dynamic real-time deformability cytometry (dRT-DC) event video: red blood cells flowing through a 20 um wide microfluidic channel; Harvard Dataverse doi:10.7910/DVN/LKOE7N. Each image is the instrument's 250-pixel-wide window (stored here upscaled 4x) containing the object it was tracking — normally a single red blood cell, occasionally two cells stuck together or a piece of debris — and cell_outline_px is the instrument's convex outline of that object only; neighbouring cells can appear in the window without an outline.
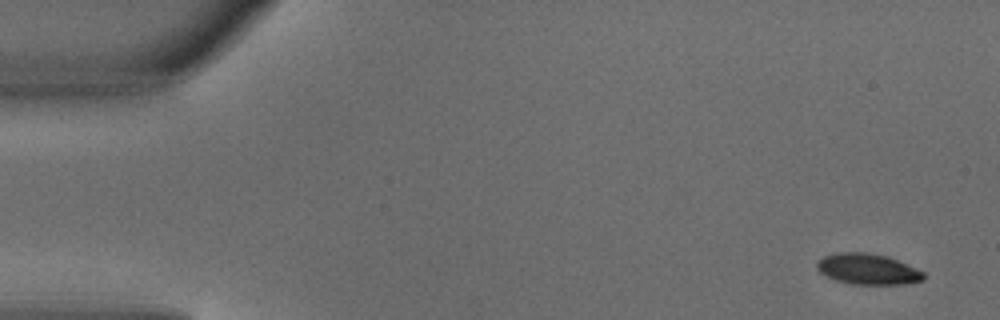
{"species": "common noctule bat (a hibernating species)", "species_latin": "Nyctalus noctula", "temperature_condition": "warm", "stored_images_in_passage": 4, "camera_frame_rate_fps": 3000, "um_per_image_px": 0.085, "animal": {"sex": "male", "body_mass_g": 18.8}, "frame": {"image": 1, "passage_image": 1, "time_ms": 0.0, "image_size_px": [1000, 320], "cell_outline_px": [[924, 280], [904, 284], [852, 284], [836, 280], [820, 272], [816, 268], [816, 264], [824, 256], [836, 252], [868, 252], [888, 256], [924, 272]], "centroid_in_image_um": [73.76, 22.86], "position_along_channel_um": 11.2, "area_um2": 19.07}}
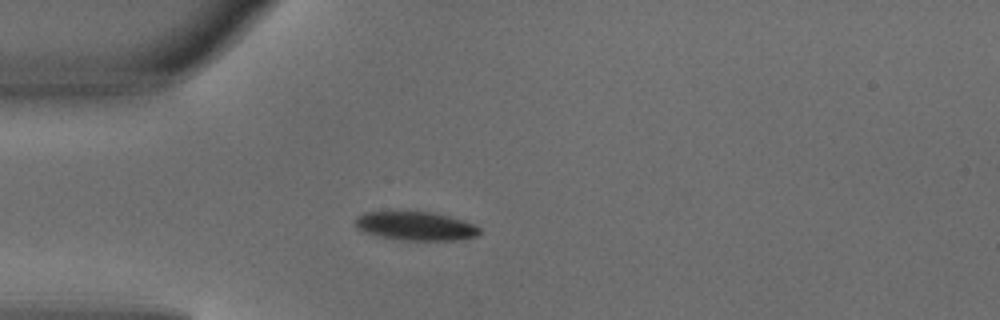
{"frame": {"image": 2, "passage_image": 4, "time_ms": 1.0, "image_size_px": [1000, 320], "cell_outline_px": [[480, 232], [476, 236], [456, 240], [404, 240], [380, 236], [356, 228], [356, 216], [364, 212], [432, 212], [448, 216], [472, 224], [480, 228]], "centroid_in_image_um": [35.32, 19.21], "position_along_channel_um": 49.7, "area_um2": 20.35}}